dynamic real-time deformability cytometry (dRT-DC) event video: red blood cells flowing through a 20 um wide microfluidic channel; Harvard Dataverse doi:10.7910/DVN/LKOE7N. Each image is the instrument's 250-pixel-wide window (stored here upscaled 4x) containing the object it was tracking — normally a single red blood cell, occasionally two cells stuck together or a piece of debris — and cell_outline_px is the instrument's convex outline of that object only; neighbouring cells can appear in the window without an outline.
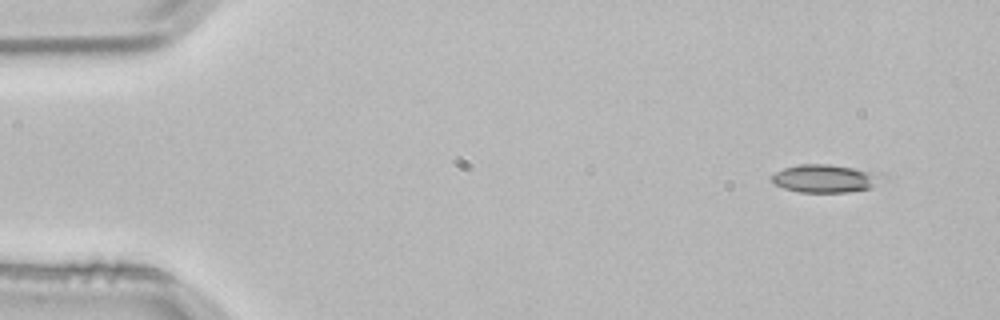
{"species": "common noctule bat (a hibernating species)", "species_latin": "Nyctalus noctula", "temperature_condition": "room temperature", "stored_images_in_passage": 3, "camera_frame_rate_fps": 3000, "um_per_image_px": 0.085, "animal": {"sex": "male", "body_mass_g": 21.5, "forearm_length_mm": 52.0}, "frame": {"image": 1, "passage_image": 1, "time_ms": 0.0, "image_size_px": [1000, 320], "cell_outline_px": [[888, 176], [872, 188], [848, 192], [800, 192], [784, 188], [776, 184], [772, 180], [772, 176], [776, 172], [784, 168], [800, 164], [828, 164], [884, 172]], "centroid_in_image_um": [70.28, 15.16], "position_along_channel_um": 14.7, "area_um2": 18.32}}